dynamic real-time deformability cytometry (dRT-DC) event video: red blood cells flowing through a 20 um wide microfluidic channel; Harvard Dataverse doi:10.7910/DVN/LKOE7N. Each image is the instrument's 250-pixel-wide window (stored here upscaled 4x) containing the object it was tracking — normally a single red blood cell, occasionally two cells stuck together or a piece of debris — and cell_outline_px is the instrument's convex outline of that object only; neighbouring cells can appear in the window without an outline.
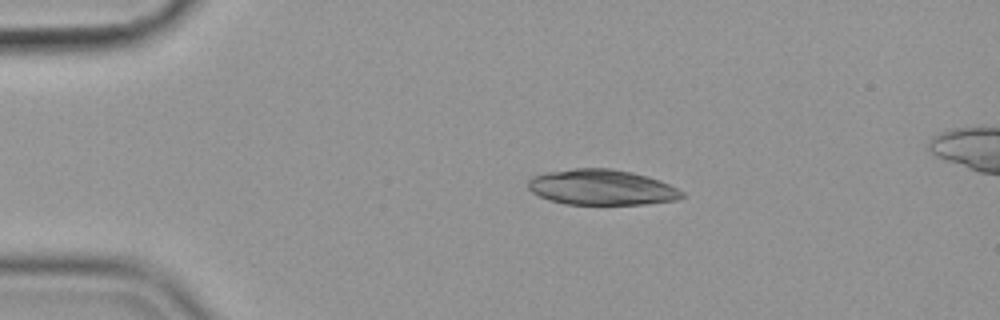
{"species": "common noctule bat (a hibernating species)", "species_latin": "Nyctalus noctula", "temperature_condition": "cold", "stored_images_in_passage": 54, "camera_frame_rate_fps": 3000, "um_per_image_px": 0.085, "animal": {"sex": "female", "body_mass_g": 19.9}, "frame": {"image": 1, "passage_image": 10, "time_ms": 3.0, "image_size_px": [1000, 320], "cell_outline_px": [[684, 196], [676, 200], [644, 204], [564, 204], [548, 200], [532, 192], [528, 188], [528, 180], [532, 176], [548, 172], [576, 168], [612, 168], [632, 172], [648, 176], [660, 180], [684, 192]], "centroid_in_image_um": [51.13, 15.92], "position_along_channel_um": 33.9, "area_um2": 31.85}}